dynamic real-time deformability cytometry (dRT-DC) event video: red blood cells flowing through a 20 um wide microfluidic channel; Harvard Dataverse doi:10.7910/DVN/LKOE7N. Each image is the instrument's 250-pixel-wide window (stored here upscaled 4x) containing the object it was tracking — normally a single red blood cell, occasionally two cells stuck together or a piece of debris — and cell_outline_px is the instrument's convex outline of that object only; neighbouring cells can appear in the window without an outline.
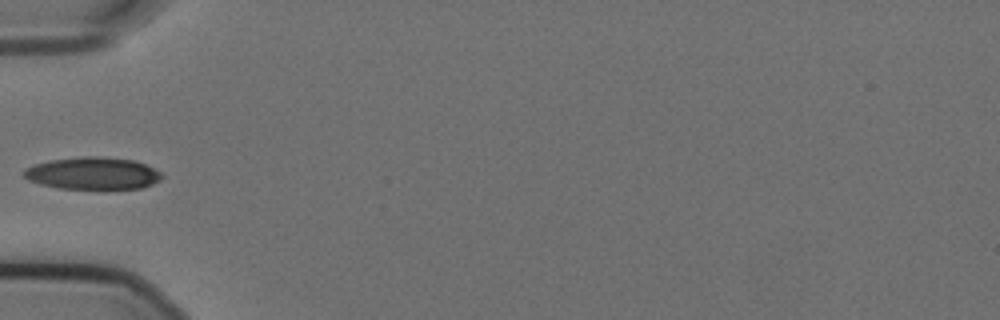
{"species": "Egyptian fruit bat (a non-hibernating species)", "species_latin": "Rousettus aegyptiacus", "temperature_condition": "cold", "stored_images_in_passage": 38, "camera_frame_rate_fps": 3000, "um_per_image_px": 0.085, "animal": {"sex": "female"}, "frame": {"image": 1, "passage_image": 1, "time_ms": 0.0, "image_size_px": [1000, 320], "cell_outline_px": [[164, 176], [160, 180], [152, 184], [140, 188], [60, 188], [40, 184], [28, 180], [24, 176], [24, 168], [36, 164], [52, 160], [80, 156], [100, 156], [132, 160], [144, 164], [160, 172]], "centroid_in_image_um": [7.88, 14.72], "position_along_channel_um": 77.1, "area_um2": 25.61}}
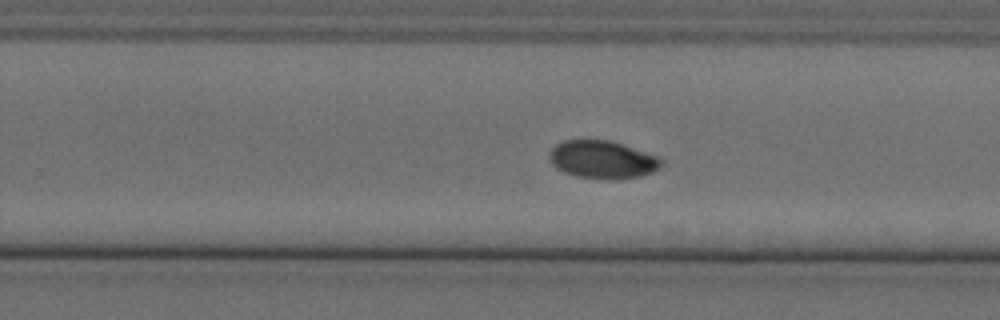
{"frame": {"image": 2, "passage_image": 18, "time_ms": 5.667, "image_size_px": [1000, 320], "cell_outline_px": [[664, 164], [660, 168], [652, 172], [640, 176], [612, 180], [576, 176], [564, 172], [556, 168], [548, 160], [548, 152], [556, 144], [564, 140], [608, 140], [624, 144], [660, 156], [664, 160]], "centroid_in_image_um": [51.23, 13.56], "position_along_channel_um": 278.6, "area_um2": 25.14}}
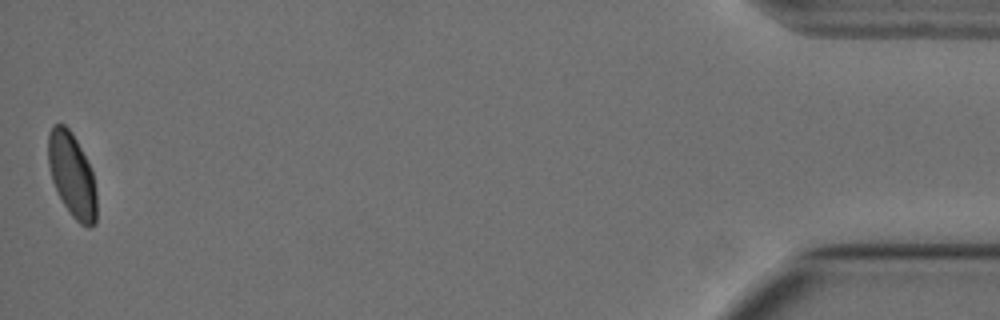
{"frame": {"image": 3, "passage_image": 38, "time_ms": 12.333, "image_size_px": [1000, 320], "cell_outline_px": [[96, 224], [88, 228], [80, 224], [68, 212], [52, 180], [48, 164], [48, 132], [52, 124], [64, 124], [72, 132], [92, 172], [96, 192]], "centroid_in_image_um": [6.11, 14.89], "position_along_channel_um": 429.1, "area_um2": 23.58}, "authors_computed_cell_mechanics": {"area_um2": 24.5939, "velocity_mm_per_s": 3.5478, "shape_relaxation_time_tau1_ms": 6.3827, "shape_relaxation_time_tau2_ms": 2.411, "deformation_change_tau1": 0.147, "deformation_change_tau2": 0.0312}}